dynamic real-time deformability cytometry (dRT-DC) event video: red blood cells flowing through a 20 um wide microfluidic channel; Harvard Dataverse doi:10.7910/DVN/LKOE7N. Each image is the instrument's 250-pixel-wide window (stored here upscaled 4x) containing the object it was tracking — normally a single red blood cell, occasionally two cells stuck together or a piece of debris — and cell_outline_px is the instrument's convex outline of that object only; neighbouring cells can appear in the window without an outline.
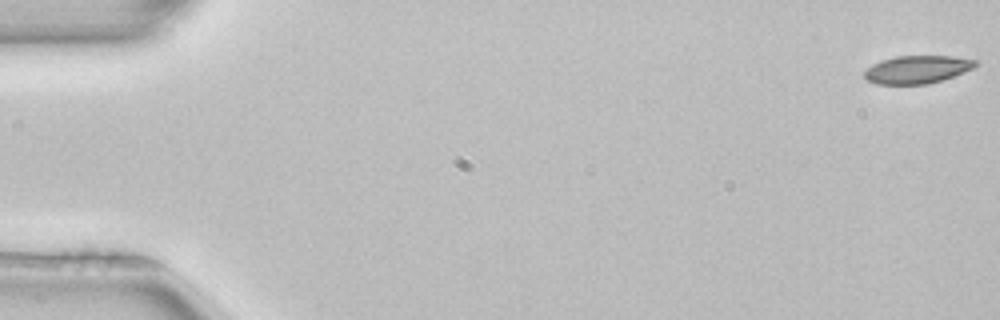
{"species": "common noctule bat (a hibernating species)", "species_latin": "Nyctalus noctula", "temperature_condition": "room temperature", "stored_images_in_passage": 52, "camera_frame_rate_fps": 3000, "um_per_image_px": 0.085, "animal": {"sex": "female", "body_mass_g": 22.7, "forearm_length_mm": 54.2}, "frame": {"image": 1, "passage_image": 1, "time_ms": 0.0, "image_size_px": [1000, 320], "cell_outline_px": [[976, 64], [972, 68], [964, 72], [928, 84], [876, 84], [868, 80], [864, 76], [864, 72], [872, 64], [880, 60], [896, 56], [952, 56], [976, 60]], "centroid_in_image_um": [77.92, 5.9], "position_along_channel_um": 7.1, "area_um2": 17.86}}
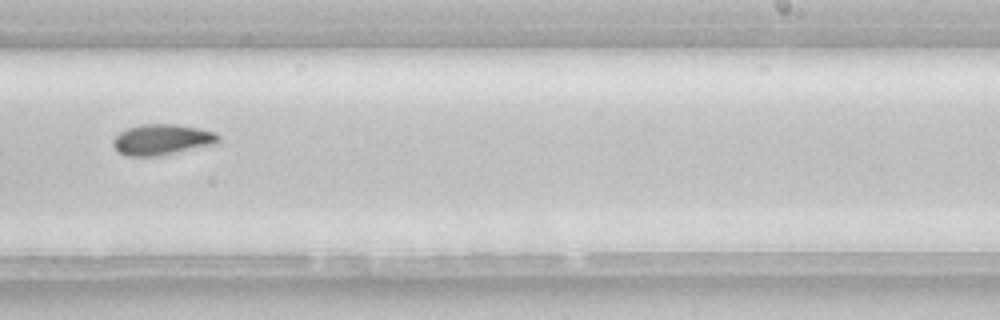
{"frame": {"image": 2, "passage_image": 33, "time_ms": 10.667, "image_size_px": [1000, 320], "cell_outline_px": [[220, 140], [216, 144], [152, 156], [128, 156], [120, 152], [112, 144], [112, 140], [120, 132], [128, 128], [140, 124], [176, 124], [200, 128], [212, 132], [220, 136]], "centroid_in_image_um": [13.76, 11.84], "position_along_channel_um": 275.2, "area_um2": 18.55}}
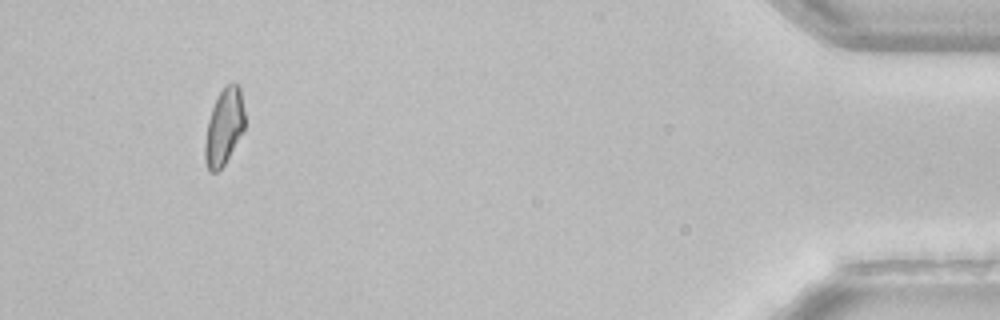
{"frame": {"image": 3, "passage_image": 49, "time_ms": 16.0, "image_size_px": [1000, 320], "cell_outline_px": [[244, 128], [224, 164], [216, 172], [208, 172], [204, 160], [204, 140], [208, 120], [212, 108], [220, 92], [228, 84], [236, 84], [240, 88], [244, 112]], "centroid_in_image_um": [19.01, 10.82], "position_along_channel_um": 416.2, "area_um2": 17.4}}